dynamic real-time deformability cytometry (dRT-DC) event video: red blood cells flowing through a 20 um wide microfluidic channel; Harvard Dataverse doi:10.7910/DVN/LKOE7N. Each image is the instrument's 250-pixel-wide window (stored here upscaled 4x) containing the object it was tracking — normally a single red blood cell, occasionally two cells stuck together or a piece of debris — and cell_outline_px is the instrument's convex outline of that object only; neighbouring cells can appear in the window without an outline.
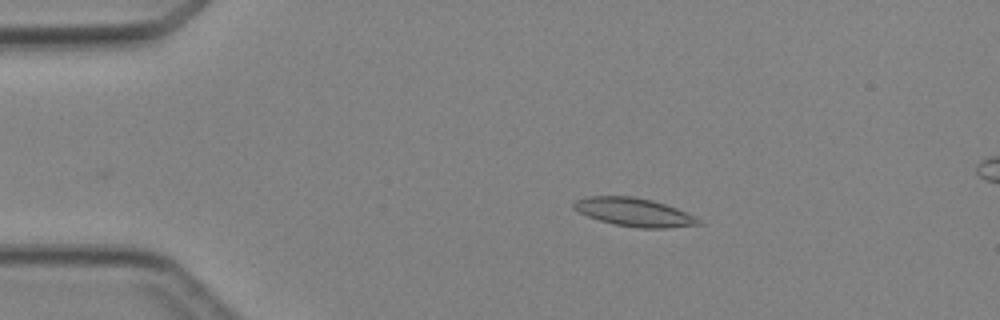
{"species": "Egyptian fruit bat (a non-hibernating species)", "species_latin": "Rousettus aegyptiacus", "temperature_condition": "cold", "stored_images_in_passage": 4, "camera_frame_rate_fps": 3000, "um_per_image_px": 0.085, "animal": {"sex": "female"}, "frame": {"image": 1, "passage_image": 2, "time_ms": 1.0, "image_size_px": [1000, 320], "cell_outline_px": [[704, 224], [668, 228], [640, 228], [616, 224], [600, 220], [588, 216], [572, 208], [572, 204], [576, 200], [584, 196], [632, 196], [652, 200], [676, 208], [700, 220]], "centroid_in_image_um": [53.87, 18.03], "position_along_channel_um": 31.1, "area_um2": 20.4}}